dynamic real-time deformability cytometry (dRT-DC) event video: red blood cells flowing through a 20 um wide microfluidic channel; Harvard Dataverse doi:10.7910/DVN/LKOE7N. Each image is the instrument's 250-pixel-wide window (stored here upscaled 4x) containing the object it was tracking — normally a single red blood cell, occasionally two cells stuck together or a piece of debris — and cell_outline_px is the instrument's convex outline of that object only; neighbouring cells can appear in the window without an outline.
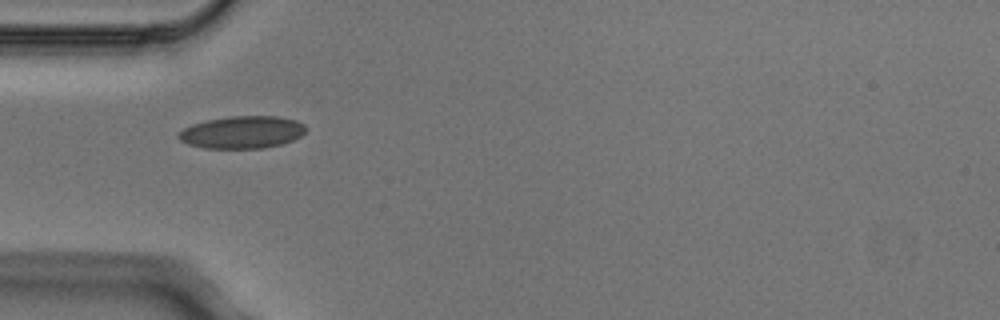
{"species": "Egyptian fruit bat (a non-hibernating species)", "species_latin": "Rousettus aegyptiacus", "temperature_condition": "cold", "stored_images_in_passage": 2, "camera_frame_rate_fps": 3000, "um_per_image_px": 0.085, "animal": {"sex": "male"}, "frame": {"image": 1, "passage_image": 1, "time_ms": 0.0, "image_size_px": [1000, 320], "cell_outline_px": [[308, 128], [300, 136], [292, 140], [280, 144], [264, 148], [204, 148], [188, 144], [180, 140], [176, 136], [184, 128], [192, 124], [208, 120], [232, 116], [276, 116], [296, 120], [304, 124]], "centroid_in_image_um": [20.59, 11.24], "position_along_channel_um": 64.4, "area_um2": 23.93}}
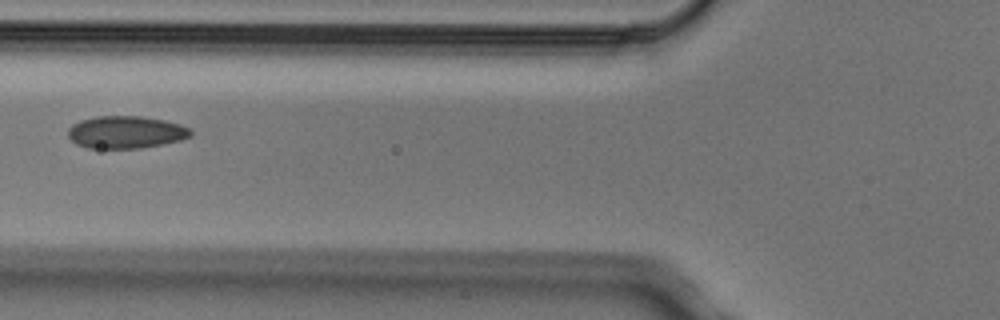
{"frame": {"image": 2, "passage_image": 2, "time_ms": 0.333, "image_size_px": [1000, 320], "cell_outline_px": [[192, 136], [180, 140], [140, 148], [88, 148], [76, 144], [68, 136], [68, 128], [72, 124], [80, 120], [96, 116], [140, 116], [164, 120], [180, 124], [188, 128], [192, 132]], "centroid_in_image_um": [10.67, 11.23], "position_along_channel_um": 115.1, "area_um2": 23.12}}